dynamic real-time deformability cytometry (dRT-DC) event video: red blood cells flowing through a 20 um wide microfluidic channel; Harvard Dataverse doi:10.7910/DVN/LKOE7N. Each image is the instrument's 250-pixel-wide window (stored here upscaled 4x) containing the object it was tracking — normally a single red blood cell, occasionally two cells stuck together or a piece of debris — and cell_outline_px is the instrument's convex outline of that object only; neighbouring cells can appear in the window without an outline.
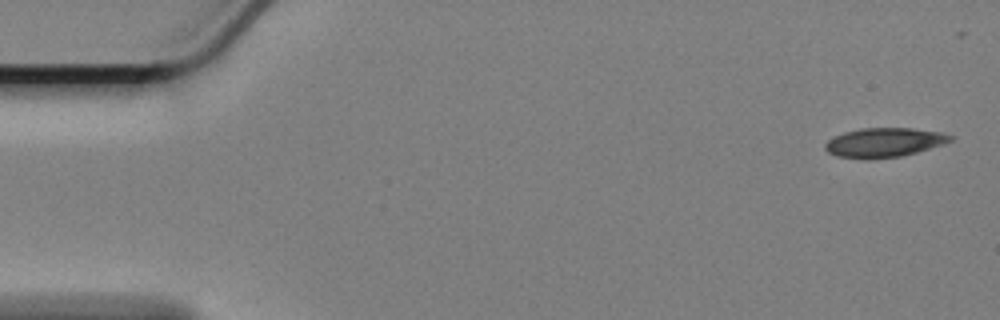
{"species": "Egyptian fruit bat (a non-hibernating species)", "species_latin": "Rousettus aegyptiacus", "temperature_condition": "cold", "stored_images_in_passage": 16, "camera_frame_rate_fps": 3000, "um_per_image_px": 0.085, "animal": {"sex": "female"}, "frame": {"image": 1, "passage_image": 1, "time_ms": 0.0, "image_size_px": [1000, 320], "cell_outline_px": [[952, 140], [944, 144], [916, 152], [900, 156], [868, 160], [864, 160], [836, 156], [828, 152], [824, 148], [824, 144], [828, 140], [844, 132], [860, 128], [912, 128], [940, 132], [952, 136]], "centroid_in_image_um": [75.11, 12.12], "position_along_channel_um": 9.9, "area_um2": 21.44}}
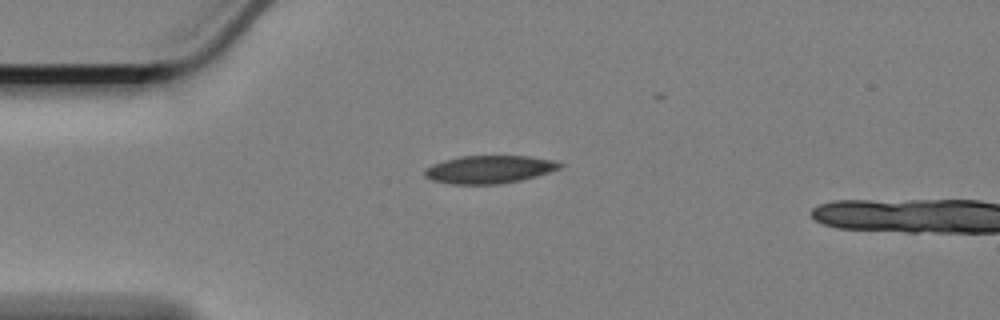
{"frame": {"image": 2, "passage_image": 13, "time_ms": 4.0, "image_size_px": [1000, 320], "cell_outline_px": [[564, 164], [560, 168], [536, 176], [520, 180], [500, 184], [452, 184], [432, 180], [424, 176], [424, 168], [432, 164], [444, 160], [460, 156], [528, 156], [552, 160]], "centroid_in_image_um": [41.55, 14.4], "position_along_channel_um": 43.5, "area_um2": 21.91}}